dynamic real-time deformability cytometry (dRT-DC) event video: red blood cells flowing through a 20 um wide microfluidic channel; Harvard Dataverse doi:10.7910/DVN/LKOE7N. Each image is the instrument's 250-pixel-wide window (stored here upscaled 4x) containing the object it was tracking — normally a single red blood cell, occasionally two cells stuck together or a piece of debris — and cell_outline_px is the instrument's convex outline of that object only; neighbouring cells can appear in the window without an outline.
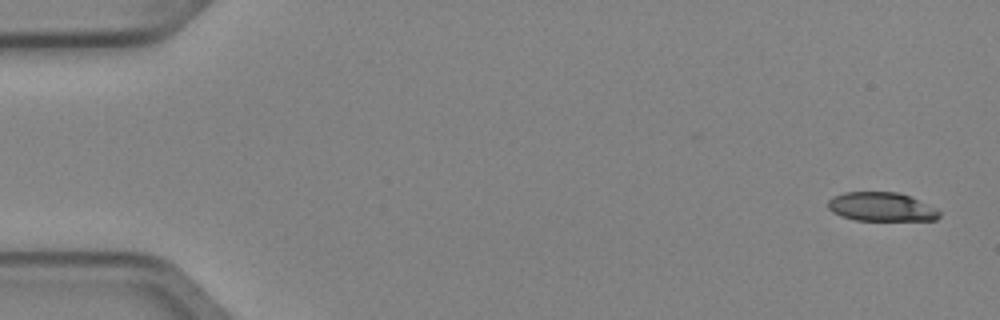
{"species": "Egyptian fruit bat (a non-hibernating species)", "species_latin": "Rousettus aegyptiacus", "temperature_condition": "cold", "stored_images_in_passage": 4, "camera_frame_rate_fps": 3000, "um_per_image_px": 0.085, "animal": {"sex": "female"}, "frame": {"image": 1, "passage_image": 1, "time_ms": 0.0, "image_size_px": [1000, 320], "cell_outline_px": [[940, 216], [936, 220], [856, 220], [840, 216], [832, 212], [828, 208], [828, 200], [832, 196], [844, 192], [896, 192], [912, 196], [936, 208], [940, 212]], "centroid_in_image_um": [74.91, 17.57], "position_along_channel_um": 10.1, "area_um2": 18.9}}